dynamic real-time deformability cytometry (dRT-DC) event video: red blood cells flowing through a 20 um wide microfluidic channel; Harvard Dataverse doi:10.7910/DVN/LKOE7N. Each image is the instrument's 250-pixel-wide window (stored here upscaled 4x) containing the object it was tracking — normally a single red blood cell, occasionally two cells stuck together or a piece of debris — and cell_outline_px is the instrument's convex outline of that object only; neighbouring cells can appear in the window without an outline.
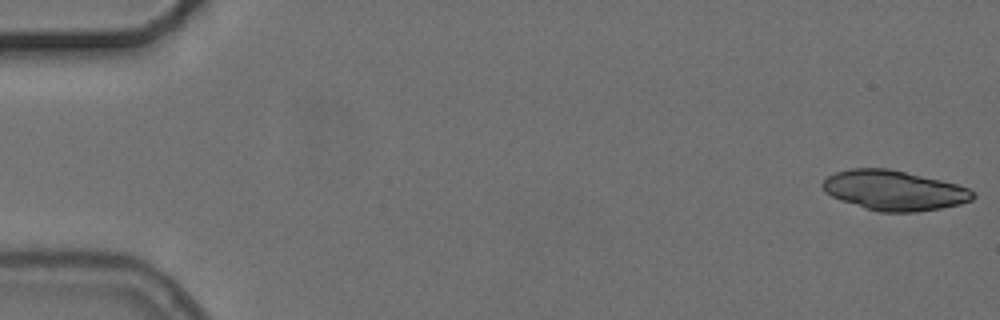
{"species": "common noctule bat (a hibernating species)", "species_latin": "Nyctalus noctula", "temperature_condition": "cold", "stored_images_in_passage": 6, "camera_frame_rate_fps": 3000, "um_per_image_px": 0.085, "animal": {"sex": "female", "body_mass_g": 24.6, "forearm_length_mm": 56.2}, "frame": {"image": 1, "passage_image": 1, "time_ms": 0.0, "image_size_px": [1000, 320], "cell_outline_px": [[976, 196], [972, 200], [960, 204], [940, 208], [916, 212], [880, 212], [864, 208], [832, 196], [824, 192], [820, 184], [828, 176], [836, 172], [852, 168], [888, 168], [940, 180], [956, 184], [968, 188]], "centroid_in_image_um": [75.98, 16.18], "position_along_channel_um": 9.0, "area_um2": 34.74}}